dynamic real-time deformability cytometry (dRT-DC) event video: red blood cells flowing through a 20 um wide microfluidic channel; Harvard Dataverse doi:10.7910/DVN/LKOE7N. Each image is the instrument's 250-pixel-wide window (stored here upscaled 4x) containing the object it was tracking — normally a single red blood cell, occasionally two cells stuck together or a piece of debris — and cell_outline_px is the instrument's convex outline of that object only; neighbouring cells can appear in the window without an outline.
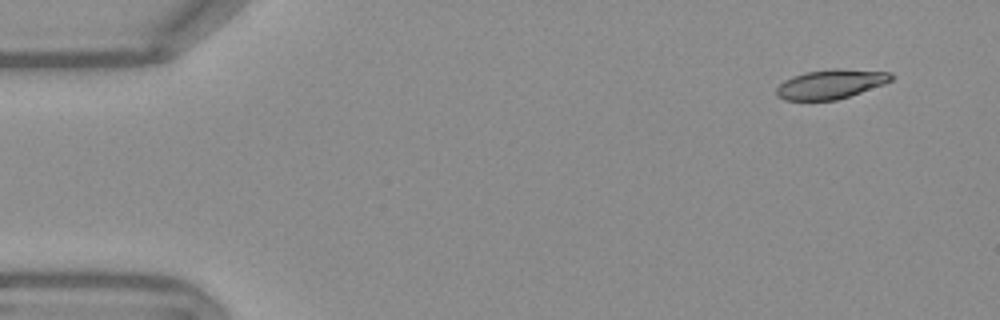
{"species": "Egyptian fruit bat (a non-hibernating species)", "species_latin": "Rousettus aegyptiacus", "temperature_condition": "warm", "stored_images_in_passage": 51, "camera_frame_rate_fps": 3000, "um_per_image_px": 0.085, "frame": {"image": 1, "passage_image": 1, "time_ms": 0.0, "image_size_px": [1000, 320], "cell_outline_px": [[896, 76], [892, 80], [884, 84], [836, 100], [784, 100], [776, 96], [776, 88], [784, 80], [792, 76], [804, 72], [832, 68], [840, 68], [892, 72]], "centroid_in_image_um": [70.62, 7.13], "position_along_channel_um": 14.4, "area_um2": 19.83}}
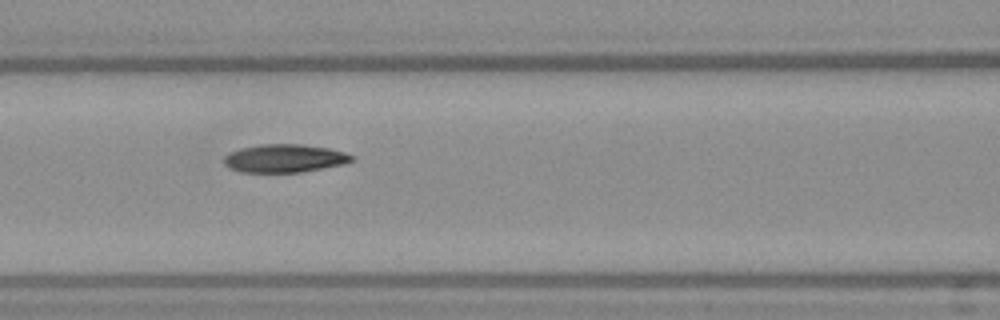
{"frame": {"image": 2, "passage_image": 20, "time_ms": 6.333, "image_size_px": [1000, 320], "cell_outline_px": [[356, 156], [352, 160], [344, 164], [300, 172], [240, 172], [228, 168], [224, 164], [224, 156], [228, 152], [240, 148], [260, 144], [300, 144], [328, 148], [344, 152]], "centroid_in_image_um": [24.15, 13.45], "position_along_channel_um": 142.5, "area_um2": 21.04}}
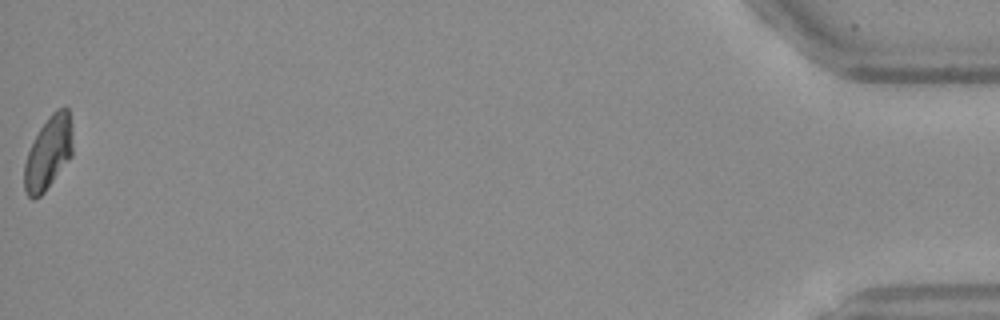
{"frame": {"image": 3, "passage_image": 51, "time_ms": 16.667, "image_size_px": [1000, 320], "cell_outline_px": [[72, 156], [44, 192], [40, 196], [32, 200], [28, 196], [24, 188], [24, 164], [28, 152], [40, 128], [48, 116], [56, 108], [64, 104], [68, 108], [72, 128]], "centroid_in_image_um": [4.12, 12.96], "position_along_channel_um": 431.1, "area_um2": 20.69}, "authors_computed_cell_mechanics": {"area_um2": 20.9814, "velocity_mm_per_s": 3.7567, "shape_relaxation_time_tau1_ms": 7.4829, "shape_relaxation_time_tau2_ms": 4.2243, "deformation_change_tau1": 0.2221, "deformation_change_tau2": 0.1022}}